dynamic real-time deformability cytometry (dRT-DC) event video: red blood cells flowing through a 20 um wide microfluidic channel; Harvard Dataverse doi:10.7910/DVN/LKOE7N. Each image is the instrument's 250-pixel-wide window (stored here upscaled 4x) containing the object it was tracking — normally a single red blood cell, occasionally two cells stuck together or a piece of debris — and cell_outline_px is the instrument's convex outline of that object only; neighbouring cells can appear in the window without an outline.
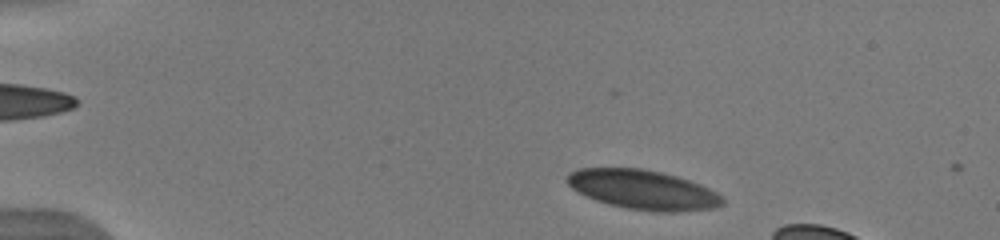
{"species": "human", "species_latin": "Homo sapiens", "temperature_condition": "warm", "stored_images_in_passage": 36, "camera_frame_rate_fps": 3000, "um_per_image_px": 0.085, "donor": {"sex": "male"}, "frame": {"image": 1, "passage_image": 2, "time_ms": 0.333, "image_size_px": [1000, 240], "cell_outline_px": [[724, 204], [716, 208], [676, 212], [652, 212], [628, 208], [596, 200], [572, 188], [564, 180], [568, 172], [576, 168], [640, 168], [660, 172], [676, 176], [700, 184], [724, 196]], "centroid_in_image_um": [54.67, 16.12], "position_along_channel_um": 30.3, "area_um2": 35.78}}
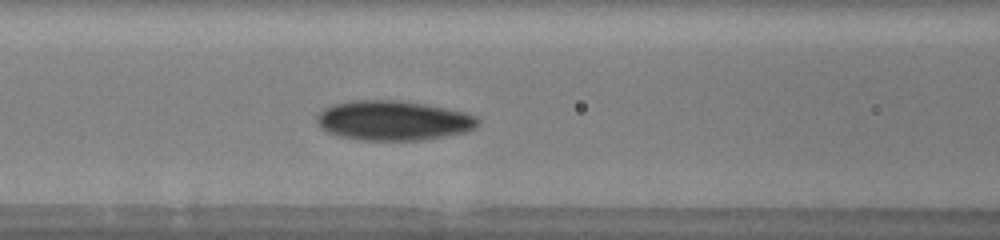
{"frame": {"image": 2, "passage_image": 11, "time_ms": 3.333, "image_size_px": [1000, 240], "cell_outline_px": [[480, 124], [476, 128], [464, 132], [444, 136], [420, 140], [356, 140], [336, 136], [320, 128], [316, 124], [316, 116], [324, 108], [336, 104], [352, 100], [400, 100], [424, 104], [468, 112], [476, 116], [480, 120]], "centroid_in_image_um": [33.42, 10.25], "position_along_channel_um": 133.2, "area_um2": 37.63}}
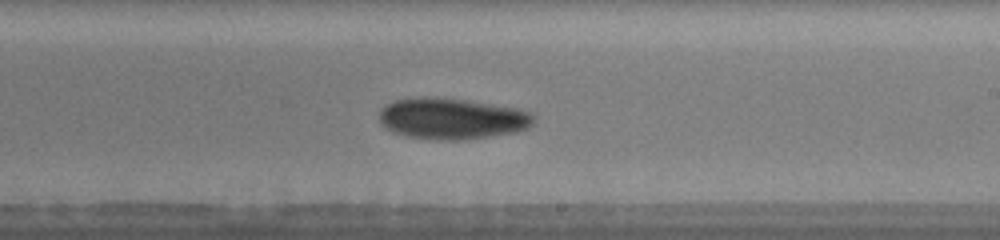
{"frame": {"image": 3, "passage_image": 17, "time_ms": 5.333, "image_size_px": [1000, 240], "cell_outline_px": [[536, 116], [532, 124], [528, 128], [516, 132], [464, 140], [428, 140], [408, 136], [392, 132], [380, 124], [380, 108], [384, 104], [396, 100], [416, 96], [424, 96], [464, 100], [520, 108], [532, 112]], "centroid_in_image_um": [38.41, 10.08], "position_along_channel_um": 250.6, "area_um2": 37.57}}